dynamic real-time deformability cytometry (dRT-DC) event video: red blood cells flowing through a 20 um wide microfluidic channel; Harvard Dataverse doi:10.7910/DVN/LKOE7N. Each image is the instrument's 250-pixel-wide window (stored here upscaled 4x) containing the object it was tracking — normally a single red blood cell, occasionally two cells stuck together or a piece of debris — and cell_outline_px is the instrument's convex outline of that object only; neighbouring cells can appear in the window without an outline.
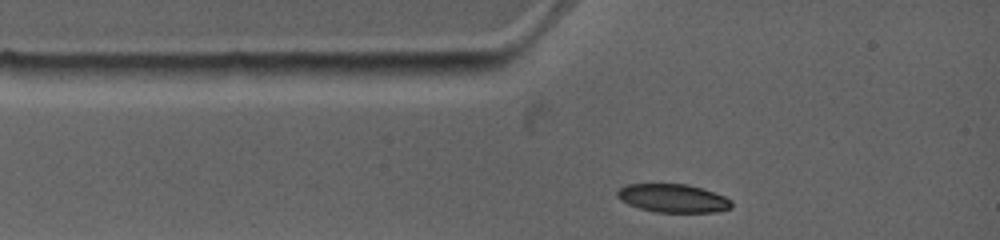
{"species": "common noctule bat (a hibernating species)", "species_latin": "Nyctalus noctula", "temperature_condition": "warm", "stored_images_in_passage": 35, "camera_frame_rate_fps": 4500, "um_per_image_px": 0.085, "animal": {"sex": "female", "body_mass_g": 19.0, "forearm_length_mm": 53.3}, "frame": {"image": 1, "passage_image": 1, "time_ms": 0.0, "image_size_px": [1000, 240], "cell_outline_px": [[732, 208], [716, 212], [656, 212], [640, 208], [628, 204], [620, 200], [616, 196], [616, 192], [620, 188], [628, 184], [688, 184], [724, 196], [732, 200]], "centroid_in_image_um": [57.2, 16.85], "position_along_channel_um": 27.8, "area_um2": 18.84}}
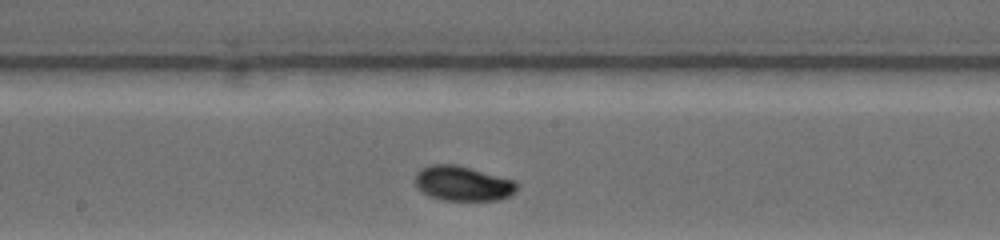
{"frame": {"image": 2, "passage_image": 22, "time_ms": 4.889, "image_size_px": [1000, 240], "cell_outline_px": [[516, 192], [508, 196], [496, 200], [444, 200], [428, 196], [412, 180], [416, 172], [420, 168], [432, 164], [456, 164], [516, 180]], "centroid_in_image_um": [39.31, 15.58], "position_along_channel_um": 208.9, "area_um2": 20.75}}
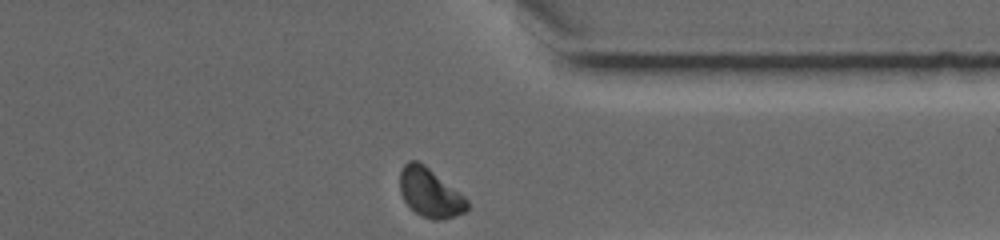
{"frame": {"image": 3, "passage_image": 35, "time_ms": 9.333, "image_size_px": [1000, 240], "cell_outline_px": [[468, 208], [464, 212], [456, 216], [440, 220], [432, 220], [420, 216], [404, 200], [400, 192], [400, 172], [404, 164], [408, 160], [416, 160], [424, 164], [464, 196], [468, 200]], "centroid_in_image_um": [36.54, 16.39], "position_along_channel_um": 374.9, "area_um2": 19.07}, "authors_computed_cell_mechanics": {"area_um2": 19.9988, "velocity_mm_per_s": 3.8198, "shape_relaxation_time_tau1_ms": 3.0963, "shape_relaxation_time_tau2_ms": null, "deformation_change_tau1": 0.1156, "deformation_change_tau2": null}}